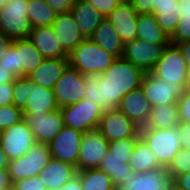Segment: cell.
<instances>
[{
  "label": "cell",
  "instance_id": "681fc988",
  "mask_svg": "<svg viewBox=\"0 0 190 190\" xmlns=\"http://www.w3.org/2000/svg\"><path fill=\"white\" fill-rule=\"evenodd\" d=\"M12 181L8 172V168H0V190L1 189H13Z\"/></svg>",
  "mask_w": 190,
  "mask_h": 190
},
{
  "label": "cell",
  "instance_id": "1f68e13d",
  "mask_svg": "<svg viewBox=\"0 0 190 190\" xmlns=\"http://www.w3.org/2000/svg\"><path fill=\"white\" fill-rule=\"evenodd\" d=\"M27 15L33 29L52 26L57 17L45 0H28Z\"/></svg>",
  "mask_w": 190,
  "mask_h": 190
},
{
  "label": "cell",
  "instance_id": "7402d4cb",
  "mask_svg": "<svg viewBox=\"0 0 190 190\" xmlns=\"http://www.w3.org/2000/svg\"><path fill=\"white\" fill-rule=\"evenodd\" d=\"M68 65L69 58L44 59L43 62L28 75V78L37 85L53 89Z\"/></svg>",
  "mask_w": 190,
  "mask_h": 190
},
{
  "label": "cell",
  "instance_id": "5bb4252c",
  "mask_svg": "<svg viewBox=\"0 0 190 190\" xmlns=\"http://www.w3.org/2000/svg\"><path fill=\"white\" fill-rule=\"evenodd\" d=\"M98 129L108 142L133 137L140 127L118 108L103 111Z\"/></svg>",
  "mask_w": 190,
  "mask_h": 190
},
{
  "label": "cell",
  "instance_id": "484cf974",
  "mask_svg": "<svg viewBox=\"0 0 190 190\" xmlns=\"http://www.w3.org/2000/svg\"><path fill=\"white\" fill-rule=\"evenodd\" d=\"M19 59V77L28 76L45 59L28 38L14 39Z\"/></svg>",
  "mask_w": 190,
  "mask_h": 190
},
{
  "label": "cell",
  "instance_id": "603a6c76",
  "mask_svg": "<svg viewBox=\"0 0 190 190\" xmlns=\"http://www.w3.org/2000/svg\"><path fill=\"white\" fill-rule=\"evenodd\" d=\"M70 13L85 38H90L105 18L86 0H76Z\"/></svg>",
  "mask_w": 190,
  "mask_h": 190
},
{
  "label": "cell",
  "instance_id": "30bf717a",
  "mask_svg": "<svg viewBox=\"0 0 190 190\" xmlns=\"http://www.w3.org/2000/svg\"><path fill=\"white\" fill-rule=\"evenodd\" d=\"M108 149L109 142L98 128L85 131L82 134L77 171L98 168Z\"/></svg>",
  "mask_w": 190,
  "mask_h": 190
},
{
  "label": "cell",
  "instance_id": "ac0fdd59",
  "mask_svg": "<svg viewBox=\"0 0 190 190\" xmlns=\"http://www.w3.org/2000/svg\"><path fill=\"white\" fill-rule=\"evenodd\" d=\"M137 17L138 12L132 4H118L106 18L111 21L122 41L127 43L137 38Z\"/></svg>",
  "mask_w": 190,
  "mask_h": 190
},
{
  "label": "cell",
  "instance_id": "d4e9b609",
  "mask_svg": "<svg viewBox=\"0 0 190 190\" xmlns=\"http://www.w3.org/2000/svg\"><path fill=\"white\" fill-rule=\"evenodd\" d=\"M90 39L107 53L113 54L117 58H121L124 54L125 43L116 32L111 21L106 17L102 20Z\"/></svg>",
  "mask_w": 190,
  "mask_h": 190
},
{
  "label": "cell",
  "instance_id": "2e32d148",
  "mask_svg": "<svg viewBox=\"0 0 190 190\" xmlns=\"http://www.w3.org/2000/svg\"><path fill=\"white\" fill-rule=\"evenodd\" d=\"M173 178L166 168H158L149 172H134L127 182L118 190H171Z\"/></svg>",
  "mask_w": 190,
  "mask_h": 190
},
{
  "label": "cell",
  "instance_id": "9a60e30c",
  "mask_svg": "<svg viewBox=\"0 0 190 190\" xmlns=\"http://www.w3.org/2000/svg\"><path fill=\"white\" fill-rule=\"evenodd\" d=\"M82 134L78 130L65 126L48 144L51 157L77 167Z\"/></svg>",
  "mask_w": 190,
  "mask_h": 190
},
{
  "label": "cell",
  "instance_id": "3957f363",
  "mask_svg": "<svg viewBox=\"0 0 190 190\" xmlns=\"http://www.w3.org/2000/svg\"><path fill=\"white\" fill-rule=\"evenodd\" d=\"M141 139L157 156L160 164L167 168L181 149L178 128L148 129L140 128Z\"/></svg>",
  "mask_w": 190,
  "mask_h": 190
},
{
  "label": "cell",
  "instance_id": "836d02e7",
  "mask_svg": "<svg viewBox=\"0 0 190 190\" xmlns=\"http://www.w3.org/2000/svg\"><path fill=\"white\" fill-rule=\"evenodd\" d=\"M181 16L177 27L170 37L171 44L190 41V0H178Z\"/></svg>",
  "mask_w": 190,
  "mask_h": 190
},
{
  "label": "cell",
  "instance_id": "4316f807",
  "mask_svg": "<svg viewBox=\"0 0 190 190\" xmlns=\"http://www.w3.org/2000/svg\"><path fill=\"white\" fill-rule=\"evenodd\" d=\"M137 38L153 45H169L170 38L158 25L154 14H138Z\"/></svg>",
  "mask_w": 190,
  "mask_h": 190
},
{
  "label": "cell",
  "instance_id": "4dcf8cb0",
  "mask_svg": "<svg viewBox=\"0 0 190 190\" xmlns=\"http://www.w3.org/2000/svg\"><path fill=\"white\" fill-rule=\"evenodd\" d=\"M129 165L132 171L139 173L165 168L160 164L157 156L142 139L136 143L130 155Z\"/></svg>",
  "mask_w": 190,
  "mask_h": 190
},
{
  "label": "cell",
  "instance_id": "7a4b0ae2",
  "mask_svg": "<svg viewBox=\"0 0 190 190\" xmlns=\"http://www.w3.org/2000/svg\"><path fill=\"white\" fill-rule=\"evenodd\" d=\"M69 65L85 76L104 73L116 60L92 39L85 38L68 56Z\"/></svg>",
  "mask_w": 190,
  "mask_h": 190
},
{
  "label": "cell",
  "instance_id": "ee69618b",
  "mask_svg": "<svg viewBox=\"0 0 190 190\" xmlns=\"http://www.w3.org/2000/svg\"><path fill=\"white\" fill-rule=\"evenodd\" d=\"M56 14H65L71 11L76 0H45Z\"/></svg>",
  "mask_w": 190,
  "mask_h": 190
},
{
  "label": "cell",
  "instance_id": "74e56055",
  "mask_svg": "<svg viewBox=\"0 0 190 190\" xmlns=\"http://www.w3.org/2000/svg\"><path fill=\"white\" fill-rule=\"evenodd\" d=\"M22 109L13 105L0 106V128L2 130L11 127L23 119Z\"/></svg>",
  "mask_w": 190,
  "mask_h": 190
},
{
  "label": "cell",
  "instance_id": "f5cc1de1",
  "mask_svg": "<svg viewBox=\"0 0 190 190\" xmlns=\"http://www.w3.org/2000/svg\"><path fill=\"white\" fill-rule=\"evenodd\" d=\"M12 43L13 40L0 31V53H2L3 51H7Z\"/></svg>",
  "mask_w": 190,
  "mask_h": 190
},
{
  "label": "cell",
  "instance_id": "bcb514c9",
  "mask_svg": "<svg viewBox=\"0 0 190 190\" xmlns=\"http://www.w3.org/2000/svg\"><path fill=\"white\" fill-rule=\"evenodd\" d=\"M13 82L0 84V106L13 105Z\"/></svg>",
  "mask_w": 190,
  "mask_h": 190
},
{
  "label": "cell",
  "instance_id": "5b68a950",
  "mask_svg": "<svg viewBox=\"0 0 190 190\" xmlns=\"http://www.w3.org/2000/svg\"><path fill=\"white\" fill-rule=\"evenodd\" d=\"M28 0H10L0 9V31L14 39L28 38L33 30L27 15Z\"/></svg>",
  "mask_w": 190,
  "mask_h": 190
},
{
  "label": "cell",
  "instance_id": "f546056e",
  "mask_svg": "<svg viewBox=\"0 0 190 190\" xmlns=\"http://www.w3.org/2000/svg\"><path fill=\"white\" fill-rule=\"evenodd\" d=\"M98 168L106 172L111 177V180L117 190L122 186V184L129 180L132 174V170L127 159L112 156L110 151H107L103 156Z\"/></svg>",
  "mask_w": 190,
  "mask_h": 190
},
{
  "label": "cell",
  "instance_id": "b9f144b4",
  "mask_svg": "<svg viewBox=\"0 0 190 190\" xmlns=\"http://www.w3.org/2000/svg\"><path fill=\"white\" fill-rule=\"evenodd\" d=\"M104 17H107L118 5L116 0H86Z\"/></svg>",
  "mask_w": 190,
  "mask_h": 190
},
{
  "label": "cell",
  "instance_id": "83f0119b",
  "mask_svg": "<svg viewBox=\"0 0 190 190\" xmlns=\"http://www.w3.org/2000/svg\"><path fill=\"white\" fill-rule=\"evenodd\" d=\"M179 123V109L177 104L152 107L147 122L140 128L170 129Z\"/></svg>",
  "mask_w": 190,
  "mask_h": 190
},
{
  "label": "cell",
  "instance_id": "ab89813d",
  "mask_svg": "<svg viewBox=\"0 0 190 190\" xmlns=\"http://www.w3.org/2000/svg\"><path fill=\"white\" fill-rule=\"evenodd\" d=\"M12 188L13 190H47L38 176L17 180Z\"/></svg>",
  "mask_w": 190,
  "mask_h": 190
},
{
  "label": "cell",
  "instance_id": "277c9868",
  "mask_svg": "<svg viewBox=\"0 0 190 190\" xmlns=\"http://www.w3.org/2000/svg\"><path fill=\"white\" fill-rule=\"evenodd\" d=\"M51 158L48 145L34 144L25 155L9 161L8 172L12 183L20 179L38 176Z\"/></svg>",
  "mask_w": 190,
  "mask_h": 190
},
{
  "label": "cell",
  "instance_id": "816d5d0a",
  "mask_svg": "<svg viewBox=\"0 0 190 190\" xmlns=\"http://www.w3.org/2000/svg\"><path fill=\"white\" fill-rule=\"evenodd\" d=\"M16 78L0 65V84L14 82Z\"/></svg>",
  "mask_w": 190,
  "mask_h": 190
},
{
  "label": "cell",
  "instance_id": "44dd1931",
  "mask_svg": "<svg viewBox=\"0 0 190 190\" xmlns=\"http://www.w3.org/2000/svg\"><path fill=\"white\" fill-rule=\"evenodd\" d=\"M76 174V166L51 158L49 163L39 172L38 177L47 190H59Z\"/></svg>",
  "mask_w": 190,
  "mask_h": 190
},
{
  "label": "cell",
  "instance_id": "db71d44e",
  "mask_svg": "<svg viewBox=\"0 0 190 190\" xmlns=\"http://www.w3.org/2000/svg\"><path fill=\"white\" fill-rule=\"evenodd\" d=\"M9 159L2 149L1 143H0V168H8L9 165Z\"/></svg>",
  "mask_w": 190,
  "mask_h": 190
},
{
  "label": "cell",
  "instance_id": "60d3db41",
  "mask_svg": "<svg viewBox=\"0 0 190 190\" xmlns=\"http://www.w3.org/2000/svg\"><path fill=\"white\" fill-rule=\"evenodd\" d=\"M179 121L190 123V88H186L180 95L178 102Z\"/></svg>",
  "mask_w": 190,
  "mask_h": 190
},
{
  "label": "cell",
  "instance_id": "7bdbcfd3",
  "mask_svg": "<svg viewBox=\"0 0 190 190\" xmlns=\"http://www.w3.org/2000/svg\"><path fill=\"white\" fill-rule=\"evenodd\" d=\"M132 5L138 14H153L157 10V0H133Z\"/></svg>",
  "mask_w": 190,
  "mask_h": 190
},
{
  "label": "cell",
  "instance_id": "9c48e42d",
  "mask_svg": "<svg viewBox=\"0 0 190 190\" xmlns=\"http://www.w3.org/2000/svg\"><path fill=\"white\" fill-rule=\"evenodd\" d=\"M84 88L85 75L68 65L53 87L58 107H66L84 99Z\"/></svg>",
  "mask_w": 190,
  "mask_h": 190
},
{
  "label": "cell",
  "instance_id": "52a82bcc",
  "mask_svg": "<svg viewBox=\"0 0 190 190\" xmlns=\"http://www.w3.org/2000/svg\"><path fill=\"white\" fill-rule=\"evenodd\" d=\"M60 109L63 114L64 125L82 133L98 128L103 113L98 105L86 99Z\"/></svg>",
  "mask_w": 190,
  "mask_h": 190
},
{
  "label": "cell",
  "instance_id": "d590c367",
  "mask_svg": "<svg viewBox=\"0 0 190 190\" xmlns=\"http://www.w3.org/2000/svg\"><path fill=\"white\" fill-rule=\"evenodd\" d=\"M13 104L23 109L30 97V79L28 76L18 77L13 82Z\"/></svg>",
  "mask_w": 190,
  "mask_h": 190
},
{
  "label": "cell",
  "instance_id": "f6af8a7d",
  "mask_svg": "<svg viewBox=\"0 0 190 190\" xmlns=\"http://www.w3.org/2000/svg\"><path fill=\"white\" fill-rule=\"evenodd\" d=\"M176 127L180 132L181 149H190V123L185 121H179Z\"/></svg>",
  "mask_w": 190,
  "mask_h": 190
},
{
  "label": "cell",
  "instance_id": "d6a6232c",
  "mask_svg": "<svg viewBox=\"0 0 190 190\" xmlns=\"http://www.w3.org/2000/svg\"><path fill=\"white\" fill-rule=\"evenodd\" d=\"M82 190H117L111 177L99 168L77 171Z\"/></svg>",
  "mask_w": 190,
  "mask_h": 190
},
{
  "label": "cell",
  "instance_id": "e575fe53",
  "mask_svg": "<svg viewBox=\"0 0 190 190\" xmlns=\"http://www.w3.org/2000/svg\"><path fill=\"white\" fill-rule=\"evenodd\" d=\"M140 139V132L138 131L133 137L110 141L108 151L112 153V156L126 158L129 162L130 155Z\"/></svg>",
  "mask_w": 190,
  "mask_h": 190
},
{
  "label": "cell",
  "instance_id": "c3c4849f",
  "mask_svg": "<svg viewBox=\"0 0 190 190\" xmlns=\"http://www.w3.org/2000/svg\"><path fill=\"white\" fill-rule=\"evenodd\" d=\"M173 185L180 190H190V171L177 175L173 179Z\"/></svg>",
  "mask_w": 190,
  "mask_h": 190
},
{
  "label": "cell",
  "instance_id": "4fadbf2b",
  "mask_svg": "<svg viewBox=\"0 0 190 190\" xmlns=\"http://www.w3.org/2000/svg\"><path fill=\"white\" fill-rule=\"evenodd\" d=\"M34 144L33 132L24 118L2 132L1 146L9 160L25 155Z\"/></svg>",
  "mask_w": 190,
  "mask_h": 190
},
{
  "label": "cell",
  "instance_id": "ba28073f",
  "mask_svg": "<svg viewBox=\"0 0 190 190\" xmlns=\"http://www.w3.org/2000/svg\"><path fill=\"white\" fill-rule=\"evenodd\" d=\"M141 88L152 107L177 104L180 95L186 89L181 84L158 78L151 72L145 73Z\"/></svg>",
  "mask_w": 190,
  "mask_h": 190
},
{
  "label": "cell",
  "instance_id": "680465c9",
  "mask_svg": "<svg viewBox=\"0 0 190 190\" xmlns=\"http://www.w3.org/2000/svg\"><path fill=\"white\" fill-rule=\"evenodd\" d=\"M171 190H180V189L176 188V187L173 185V187H172Z\"/></svg>",
  "mask_w": 190,
  "mask_h": 190
},
{
  "label": "cell",
  "instance_id": "6da1fadb",
  "mask_svg": "<svg viewBox=\"0 0 190 190\" xmlns=\"http://www.w3.org/2000/svg\"><path fill=\"white\" fill-rule=\"evenodd\" d=\"M144 75L123 57L116 58L104 73L85 76L84 99L103 111L116 109L126 94L141 87Z\"/></svg>",
  "mask_w": 190,
  "mask_h": 190
},
{
  "label": "cell",
  "instance_id": "f907efd6",
  "mask_svg": "<svg viewBox=\"0 0 190 190\" xmlns=\"http://www.w3.org/2000/svg\"><path fill=\"white\" fill-rule=\"evenodd\" d=\"M59 190H82L79 175L73 176L65 185Z\"/></svg>",
  "mask_w": 190,
  "mask_h": 190
},
{
  "label": "cell",
  "instance_id": "ffe728a7",
  "mask_svg": "<svg viewBox=\"0 0 190 190\" xmlns=\"http://www.w3.org/2000/svg\"><path fill=\"white\" fill-rule=\"evenodd\" d=\"M28 39L45 59L68 58V54L62 49L52 26L33 29Z\"/></svg>",
  "mask_w": 190,
  "mask_h": 190
},
{
  "label": "cell",
  "instance_id": "9f6ffc18",
  "mask_svg": "<svg viewBox=\"0 0 190 190\" xmlns=\"http://www.w3.org/2000/svg\"><path fill=\"white\" fill-rule=\"evenodd\" d=\"M10 0H0V9L5 7Z\"/></svg>",
  "mask_w": 190,
  "mask_h": 190
},
{
  "label": "cell",
  "instance_id": "11a10c76",
  "mask_svg": "<svg viewBox=\"0 0 190 190\" xmlns=\"http://www.w3.org/2000/svg\"><path fill=\"white\" fill-rule=\"evenodd\" d=\"M118 4H132L133 0H116Z\"/></svg>",
  "mask_w": 190,
  "mask_h": 190
},
{
  "label": "cell",
  "instance_id": "f35d334b",
  "mask_svg": "<svg viewBox=\"0 0 190 190\" xmlns=\"http://www.w3.org/2000/svg\"><path fill=\"white\" fill-rule=\"evenodd\" d=\"M0 65L9 71L15 78L19 77V59L17 54V48L12 45L0 53Z\"/></svg>",
  "mask_w": 190,
  "mask_h": 190
},
{
  "label": "cell",
  "instance_id": "f1b7e54d",
  "mask_svg": "<svg viewBox=\"0 0 190 190\" xmlns=\"http://www.w3.org/2000/svg\"><path fill=\"white\" fill-rule=\"evenodd\" d=\"M156 21L164 33L170 38L179 22L178 0H157V10H154Z\"/></svg>",
  "mask_w": 190,
  "mask_h": 190
},
{
  "label": "cell",
  "instance_id": "6f0895ef",
  "mask_svg": "<svg viewBox=\"0 0 190 190\" xmlns=\"http://www.w3.org/2000/svg\"><path fill=\"white\" fill-rule=\"evenodd\" d=\"M2 132H3V130L0 128V143H1V139H2Z\"/></svg>",
  "mask_w": 190,
  "mask_h": 190
},
{
  "label": "cell",
  "instance_id": "8992f818",
  "mask_svg": "<svg viewBox=\"0 0 190 190\" xmlns=\"http://www.w3.org/2000/svg\"><path fill=\"white\" fill-rule=\"evenodd\" d=\"M186 66V59L182 56L180 49L170 43L164 49L162 56L159 58V61L151 73L167 82L171 81L187 88L188 79Z\"/></svg>",
  "mask_w": 190,
  "mask_h": 190
},
{
  "label": "cell",
  "instance_id": "e0dca14e",
  "mask_svg": "<svg viewBox=\"0 0 190 190\" xmlns=\"http://www.w3.org/2000/svg\"><path fill=\"white\" fill-rule=\"evenodd\" d=\"M52 27L62 49L68 55L85 39L70 12L57 14Z\"/></svg>",
  "mask_w": 190,
  "mask_h": 190
},
{
  "label": "cell",
  "instance_id": "8d00e7d4",
  "mask_svg": "<svg viewBox=\"0 0 190 190\" xmlns=\"http://www.w3.org/2000/svg\"><path fill=\"white\" fill-rule=\"evenodd\" d=\"M174 179L177 175L190 171V149H180L170 165L166 168Z\"/></svg>",
  "mask_w": 190,
  "mask_h": 190
},
{
  "label": "cell",
  "instance_id": "7c38bea8",
  "mask_svg": "<svg viewBox=\"0 0 190 190\" xmlns=\"http://www.w3.org/2000/svg\"><path fill=\"white\" fill-rule=\"evenodd\" d=\"M167 45H153L135 38L125 43L123 58L144 73L152 72Z\"/></svg>",
  "mask_w": 190,
  "mask_h": 190
},
{
  "label": "cell",
  "instance_id": "d6986e66",
  "mask_svg": "<svg viewBox=\"0 0 190 190\" xmlns=\"http://www.w3.org/2000/svg\"><path fill=\"white\" fill-rule=\"evenodd\" d=\"M139 127L145 125L148 120L152 106L145 97L141 87L131 90L120 101L118 107Z\"/></svg>",
  "mask_w": 190,
  "mask_h": 190
},
{
  "label": "cell",
  "instance_id": "7dc6e473",
  "mask_svg": "<svg viewBox=\"0 0 190 190\" xmlns=\"http://www.w3.org/2000/svg\"><path fill=\"white\" fill-rule=\"evenodd\" d=\"M174 45H176L180 49L182 56L186 59V63H187L186 71H187V79H188L187 88H190V41L174 44Z\"/></svg>",
  "mask_w": 190,
  "mask_h": 190
},
{
  "label": "cell",
  "instance_id": "8fae6325",
  "mask_svg": "<svg viewBox=\"0 0 190 190\" xmlns=\"http://www.w3.org/2000/svg\"><path fill=\"white\" fill-rule=\"evenodd\" d=\"M36 143L48 145L65 127L60 108L49 113H28L24 116Z\"/></svg>",
  "mask_w": 190,
  "mask_h": 190
},
{
  "label": "cell",
  "instance_id": "cb8c5ba5",
  "mask_svg": "<svg viewBox=\"0 0 190 190\" xmlns=\"http://www.w3.org/2000/svg\"><path fill=\"white\" fill-rule=\"evenodd\" d=\"M30 97L22 109L23 117L28 113H49L58 109L53 89L37 85L30 80Z\"/></svg>",
  "mask_w": 190,
  "mask_h": 190
}]
</instances>
